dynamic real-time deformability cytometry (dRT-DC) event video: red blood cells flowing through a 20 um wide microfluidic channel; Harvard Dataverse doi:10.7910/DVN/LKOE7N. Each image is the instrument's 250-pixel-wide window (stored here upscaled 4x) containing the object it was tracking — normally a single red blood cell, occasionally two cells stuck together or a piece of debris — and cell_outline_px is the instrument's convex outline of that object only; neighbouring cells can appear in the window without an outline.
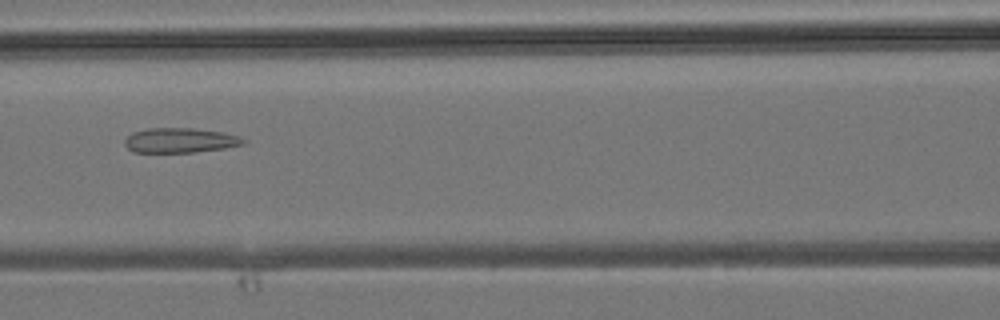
{"species": "common noctule bat (a hibernating species)", "species_latin": "Nyctalus noctula", "temperature_condition": "room temperature", "stored_images_in_passage": 28, "camera_frame_rate_fps": 3000, "um_per_image_px": 0.085, "animal": {"sex": "male", "body_mass_g": 19.2, "forearm_length_mm": 51.8}, "frame": {"image": 1, "passage_image": 9, "time_ms": 2.667, "image_size_px": [1000, 320], "cell_outline_px": [[248, 140], [244, 144], [224, 148], [196, 152], [132, 152], [124, 144], [124, 140], [132, 132], [148, 128], [192, 128], [224, 132], [240, 136]], "centroid_in_image_um": [15.33, 11.92], "position_along_channel_um": 151.3, "area_um2": 17.28}}
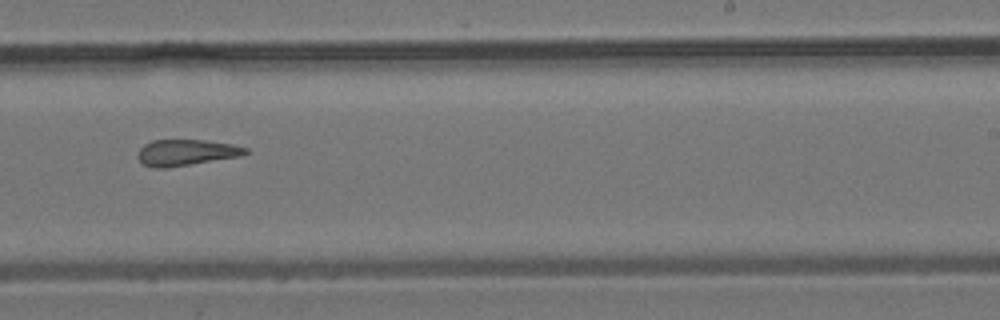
{"frame": {"image": 2, "passage_image": 17, "time_ms": 5.333, "image_size_px": [1000, 320], "cell_outline_px": [[248, 152], [244, 156], [168, 168], [152, 168], [144, 164], [136, 156], [136, 152], [144, 144], [152, 140], [204, 140], [232, 144], [248, 148]], "centroid_in_image_um": [15.83, 12.97], "position_along_channel_um": 273.2, "area_um2": 16.7}}
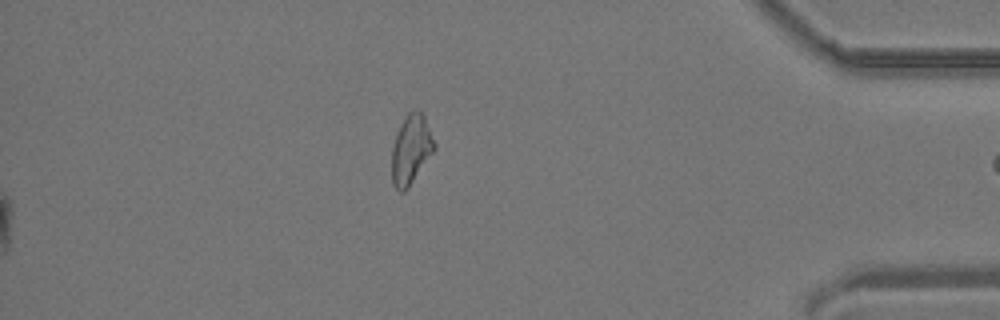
{"frame": {"image": 3, "passage_image": 28, "time_ms": 9.0, "image_size_px": [1000, 320], "cell_outline_px": [[436, 148], [408, 188], [404, 192], [400, 192], [392, 184], [392, 148], [396, 136], [408, 112], [412, 108], [420, 108], [424, 116], [436, 144]], "centroid_in_image_um": [34.95, 12.7], "position_along_channel_um": 400.2, "area_um2": 17.11}}